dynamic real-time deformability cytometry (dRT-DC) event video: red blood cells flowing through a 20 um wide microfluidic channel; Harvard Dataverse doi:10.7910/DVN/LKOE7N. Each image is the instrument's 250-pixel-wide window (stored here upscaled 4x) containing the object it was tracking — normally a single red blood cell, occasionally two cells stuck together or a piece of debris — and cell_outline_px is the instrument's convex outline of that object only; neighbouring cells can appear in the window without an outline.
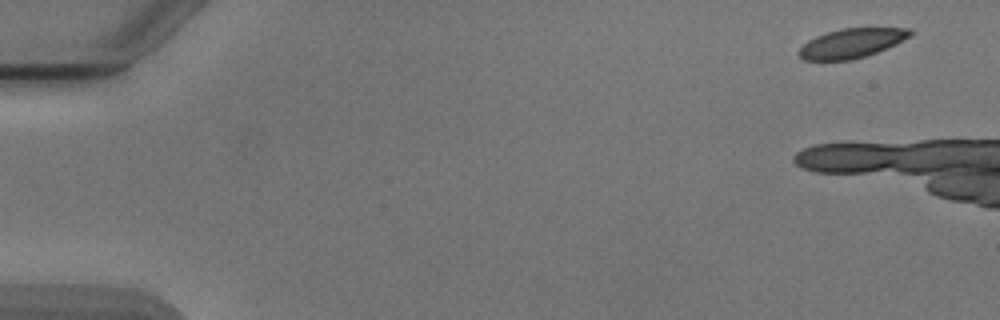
{"species": "Egyptian fruit bat (a non-hibernating species)", "species_latin": "Rousettus aegyptiacus", "temperature_condition": "cold", "stored_images_in_passage": 5, "camera_frame_rate_fps": 3000, "um_per_image_px": 0.085, "animal": {"sex": "male"}, "frame": {"image": 1, "passage_image": 1, "time_ms": 0.0, "image_size_px": [1000, 320], "cell_outline_px": [[912, 36], [888, 48], [852, 60], [804, 60], [800, 56], [800, 48], [808, 40], [816, 36], [840, 28], [912, 28]], "centroid_in_image_um": [72.43, 3.66], "position_along_channel_um": 12.6, "area_um2": 18.96}}